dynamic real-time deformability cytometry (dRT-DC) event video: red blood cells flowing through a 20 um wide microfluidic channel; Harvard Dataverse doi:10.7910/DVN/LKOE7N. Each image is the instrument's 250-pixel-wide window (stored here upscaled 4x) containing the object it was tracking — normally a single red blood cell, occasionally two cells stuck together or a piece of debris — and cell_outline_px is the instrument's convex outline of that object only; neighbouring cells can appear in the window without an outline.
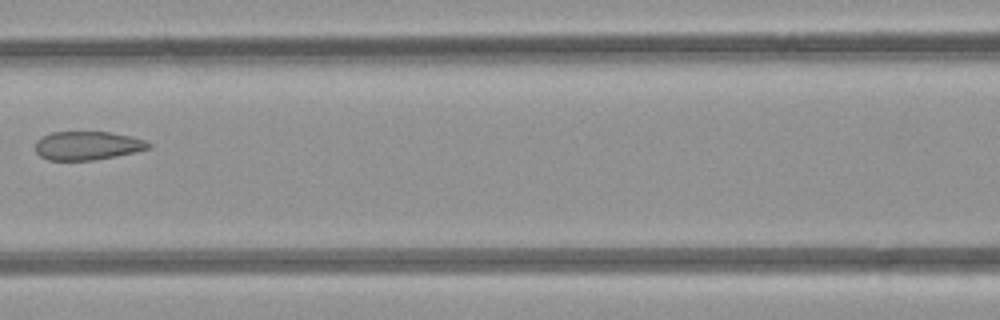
{"species": "common noctule bat (a hibernating species)", "species_latin": "Nyctalus noctula", "temperature_condition": "room temperature", "stored_images_in_passage": 4, "camera_frame_rate_fps": 3000, "um_per_image_px": 0.085, "animal": {"sex": "female", "body_mass_g": 21.9}, "frame": {"image": 1, "passage_image": 3, "time_ms": 2.333, "image_size_px": [1000, 320], "cell_outline_px": [[152, 148], [136, 152], [116, 156], [92, 160], [48, 160], [40, 156], [36, 152], [36, 140], [52, 132], [108, 132], [132, 136], [144, 140], [152, 144]], "centroid_in_image_um": [7.46, 12.38], "position_along_channel_um": 159.1, "area_um2": 18.9}}
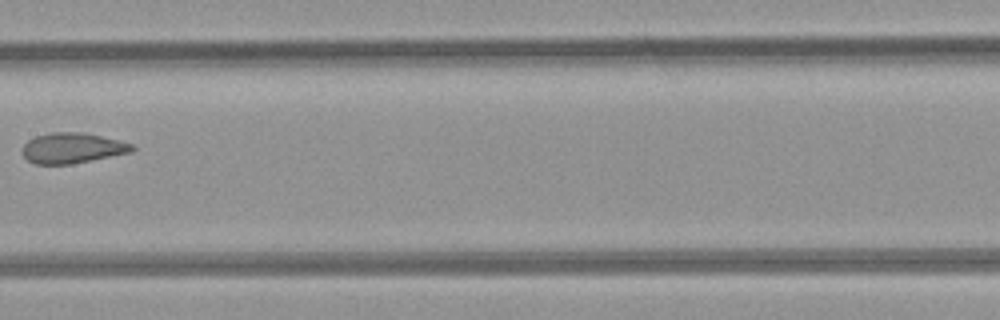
{"frame": {"image": 2, "passage_image": 4, "time_ms": 3.333, "image_size_px": [1000, 320], "cell_outline_px": [[136, 148], [132, 152], [72, 164], [36, 164], [28, 160], [20, 152], [24, 144], [28, 140], [36, 136], [52, 132], [80, 132], [120, 140], [132, 144]], "centroid_in_image_um": [6.14, 12.59], "position_along_channel_um": 201.3, "area_um2": 19.48}}